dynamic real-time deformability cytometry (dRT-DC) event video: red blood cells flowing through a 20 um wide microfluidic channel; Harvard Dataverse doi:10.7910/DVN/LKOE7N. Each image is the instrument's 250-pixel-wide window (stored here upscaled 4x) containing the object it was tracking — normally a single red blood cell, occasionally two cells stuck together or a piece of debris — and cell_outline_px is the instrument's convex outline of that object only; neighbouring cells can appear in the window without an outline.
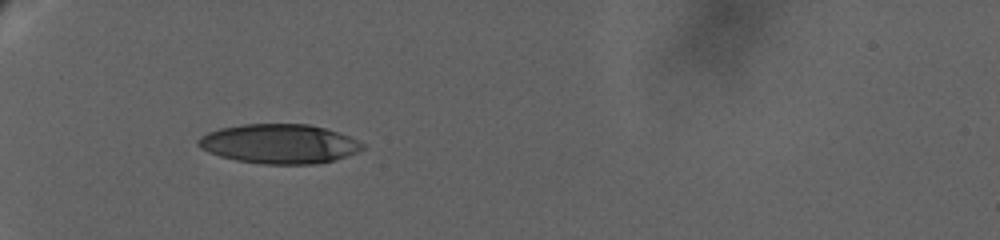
{"species": "human", "species_latin": "Homo sapiens", "temperature_condition": "warm", "stored_images_in_passage": 110, "camera_frame_rate_fps": 3000, "um_per_image_px": 0.085, "donor": {"sex": "female"}, "frame": {"image": 1, "passage_image": 1, "time_ms": 0.0, "image_size_px": [1000, 240], "cell_outline_px": [[364, 148], [356, 152], [332, 160], [316, 164], [260, 164], [236, 160], [220, 156], [208, 152], [200, 148], [196, 144], [196, 140], [200, 136], [208, 132], [220, 128], [244, 124], [308, 124], [324, 128], [348, 136], [364, 144]], "centroid_in_image_um": [23.67, 12.22], "position_along_channel_um": 61.3, "area_um2": 37.57}}
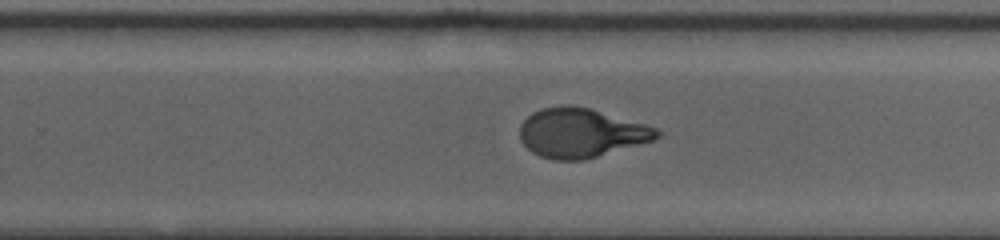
{"frame": {"image": 2, "passage_image": 63, "time_ms": 8.333, "image_size_px": [1000, 240], "cell_outline_px": [[660, 136], [652, 140], [584, 160], [552, 160], [540, 156], [532, 152], [520, 140], [520, 124], [532, 112], [544, 108], [588, 108], [644, 124], [656, 128], [660, 132]], "centroid_in_image_um": [49.35, 11.34], "position_along_channel_um": 280.4, "area_um2": 38.21}}
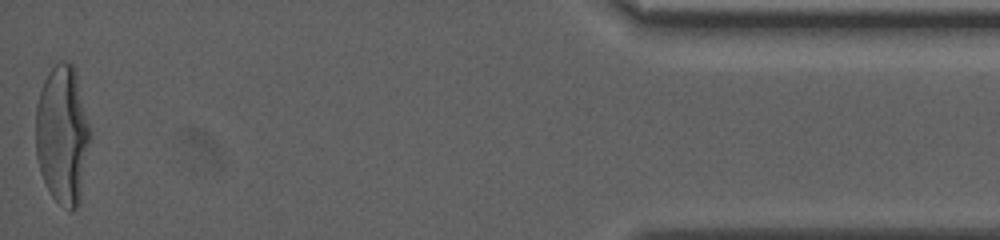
{"frame": {"image": 3, "passage_image": 109, "time_ms": 15.667, "image_size_px": [1000, 240], "cell_outline_px": [[88, 144], [80, 204], [72, 212], [68, 212], [52, 196], [40, 172], [36, 156], [36, 104], [44, 80], [48, 72], [60, 60], [68, 60], [72, 64], [88, 124]], "centroid_in_image_um": [5.27, 11.52], "position_along_channel_um": 429.9, "area_um2": 43.12}, "authors_computed_cell_mechanics": {"area_um2": 39.7086, "velocity_mm_per_s": 2.9074, "shape_relaxation_time_tau1_ms": 7.0461, "shape_relaxation_time_tau2_ms": null, "deformation_change_tau1": 0.2493, "deformation_change_tau2": null}}